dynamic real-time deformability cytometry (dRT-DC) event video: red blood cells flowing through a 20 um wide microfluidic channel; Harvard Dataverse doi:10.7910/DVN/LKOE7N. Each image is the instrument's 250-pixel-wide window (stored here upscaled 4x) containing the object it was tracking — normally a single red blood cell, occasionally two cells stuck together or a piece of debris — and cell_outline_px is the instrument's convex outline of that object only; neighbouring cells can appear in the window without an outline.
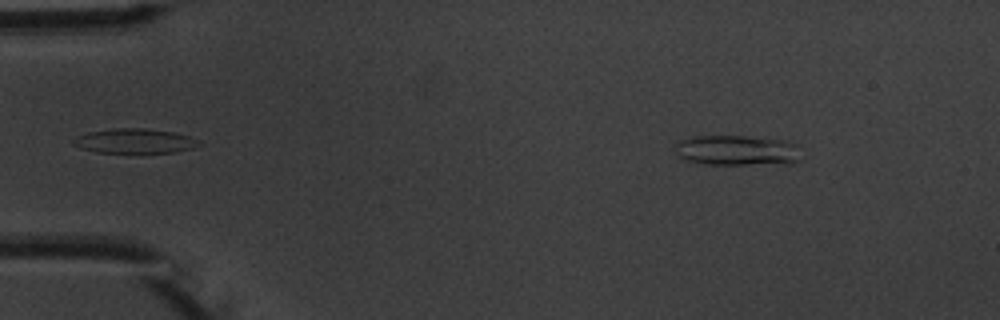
{"species": "common noctule bat (a hibernating species)", "species_latin": "Nyctalus noctula", "temperature_condition": "warm", "stored_images_in_passage": 6, "camera_frame_rate_fps": 3000, "um_per_image_px": 0.085, "animal": {"sex": "male", "body_mass_g": 20.1, "forearm_length_mm": 53.5}, "frame": {"image": 1, "passage_image": 6, "time_ms": 6.0, "image_size_px": [1000, 320], "cell_outline_px": [[796, 160], [792, 164], [704, 164], [688, 160], [676, 156], [676, 144], [680, 140], [692, 136], [744, 136], [788, 140], [796, 144]], "centroid_in_image_um": [62.6, 12.78], "position_along_channel_um": 22.4, "area_um2": 22.14}}